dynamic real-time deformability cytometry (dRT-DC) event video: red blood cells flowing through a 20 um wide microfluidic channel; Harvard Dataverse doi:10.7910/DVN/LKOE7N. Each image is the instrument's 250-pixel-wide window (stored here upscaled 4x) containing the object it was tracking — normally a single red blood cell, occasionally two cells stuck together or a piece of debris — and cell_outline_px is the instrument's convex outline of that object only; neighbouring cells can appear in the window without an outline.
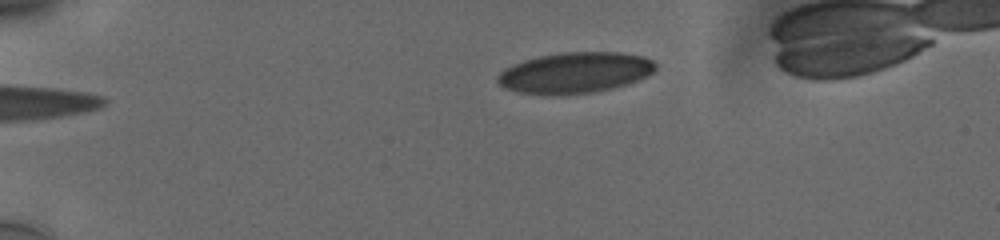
{"species": "human", "species_latin": "Homo sapiens", "temperature_condition": "cold", "stored_images_in_passage": 44, "camera_frame_rate_fps": 3000, "um_per_image_px": 0.085, "donor": {"sex": "male"}, "frame": {"image": 1, "passage_image": 1, "time_ms": 0.0, "image_size_px": [1000, 240], "cell_outline_px": [[656, 68], [652, 72], [628, 84], [612, 88], [592, 92], [560, 96], [544, 96], [516, 92], [504, 88], [496, 80], [496, 76], [500, 72], [524, 60], [540, 56], [572, 52], [616, 52], [640, 56], [652, 60], [656, 64]], "centroid_in_image_um": [48.83, 6.21], "position_along_channel_um": 36.2, "area_um2": 37.51}}
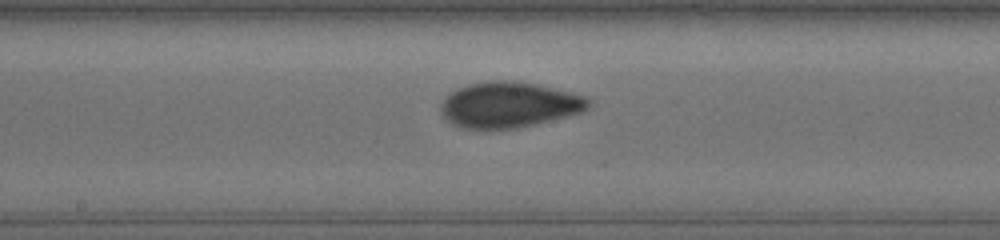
{"frame": {"image": 2, "passage_image": 20, "time_ms": 6.333, "image_size_px": [1000, 240], "cell_outline_px": [[588, 104], [580, 112], [516, 128], [464, 128], [452, 124], [440, 112], [440, 104], [452, 92], [468, 84], [488, 80], [504, 80], [536, 84], [580, 96], [588, 100]], "centroid_in_image_um": [43.16, 8.9], "position_along_channel_um": 205.0, "area_um2": 37.97}}
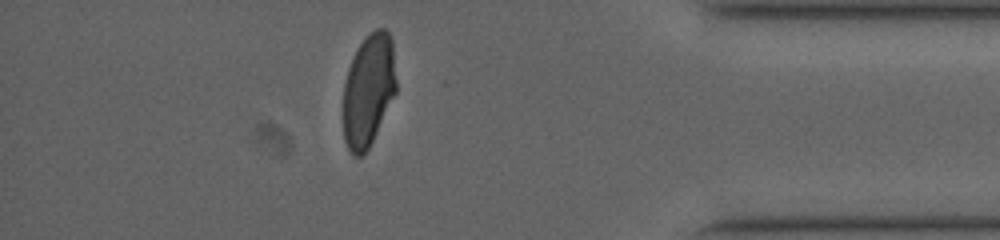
{"frame": {"image": 3, "passage_image": 38, "time_ms": 12.333, "image_size_px": [1000, 240], "cell_outline_px": [[396, 92], [368, 148], [360, 156], [356, 156], [348, 148], [344, 140], [344, 84], [348, 68], [360, 44], [376, 28], [384, 28], [388, 32], [392, 40], [396, 80]], "centroid_in_image_um": [31.33, 7.65], "position_along_channel_um": 403.9, "area_um2": 34.04}}